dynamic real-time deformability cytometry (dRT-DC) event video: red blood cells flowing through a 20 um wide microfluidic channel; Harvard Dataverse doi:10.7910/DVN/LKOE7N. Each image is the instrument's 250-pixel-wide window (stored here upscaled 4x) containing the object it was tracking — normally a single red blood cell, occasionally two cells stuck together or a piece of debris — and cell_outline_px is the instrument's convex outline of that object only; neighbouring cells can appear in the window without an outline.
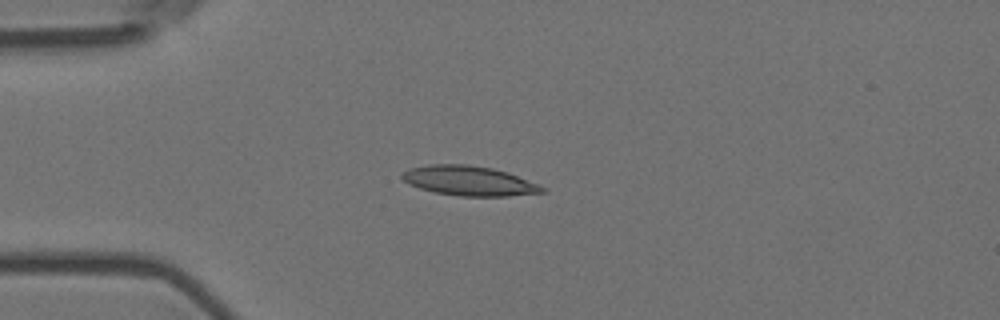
{"species": "Egyptian fruit bat (a non-hibernating species)", "species_latin": "Rousettus aegyptiacus", "temperature_condition": "room temperature", "stored_images_in_passage": 14, "camera_frame_rate_fps": 3000, "um_per_image_px": 0.085, "animal": {"sex": "female"}, "frame": {"image": 1, "passage_image": 3, "time_ms": 0.667, "image_size_px": [1000, 320], "cell_outline_px": [[548, 192], [508, 196], [460, 196], [436, 192], [420, 188], [408, 184], [400, 176], [408, 168], [428, 164], [468, 164], [492, 168], [508, 172], [548, 188]], "centroid_in_image_um": [39.9, 15.36], "position_along_channel_um": 45.1, "area_um2": 24.39}}
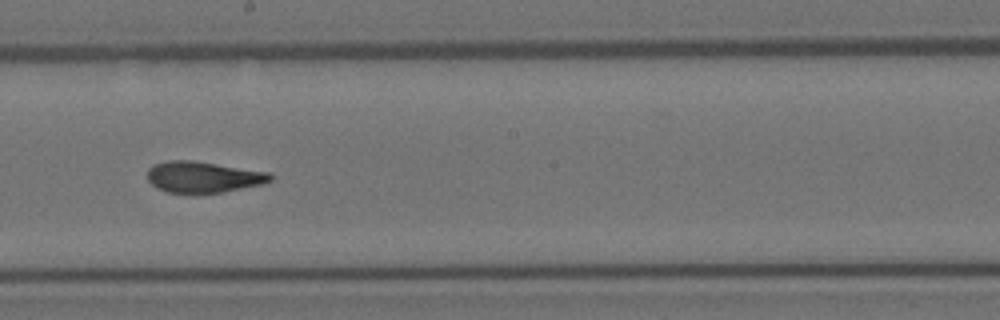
{"frame": {"image": 2, "passage_image": 8, "time_ms": 2.333, "image_size_px": [1000, 320], "cell_outline_px": [[272, 180], [264, 184], [220, 192], [196, 196], [168, 192], [156, 188], [148, 180], [148, 168], [152, 164], [168, 160], [192, 160], [268, 172], [272, 176]], "centroid_in_image_um": [17.22, 15.07], "position_along_channel_um": 231.0, "area_um2": 22.83}}
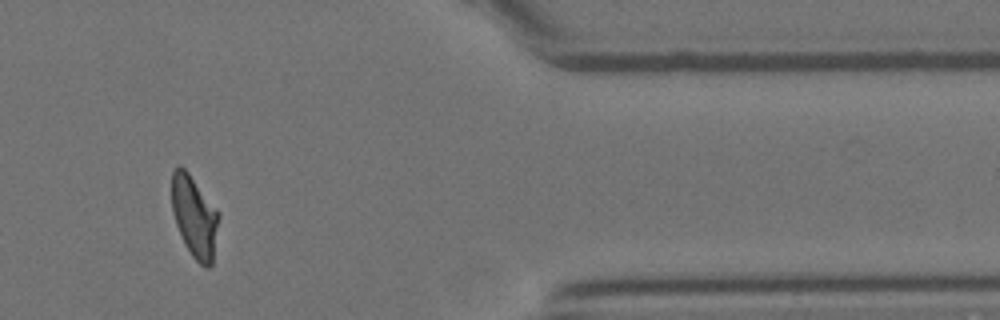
{"frame": {"image": 3, "passage_image": 12, "time_ms": 3.667, "image_size_px": [1000, 320], "cell_outline_px": [[220, 216], [212, 264], [208, 268], [200, 264], [192, 256], [176, 224], [172, 212], [172, 172], [180, 164], [188, 172]], "centroid_in_image_um": [16.52, 18.43], "position_along_channel_um": 394.9, "area_um2": 21.73}}